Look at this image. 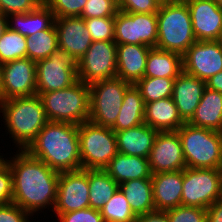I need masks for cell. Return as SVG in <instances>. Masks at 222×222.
I'll return each mask as SVG.
<instances>
[{"mask_svg":"<svg viewBox=\"0 0 222 222\" xmlns=\"http://www.w3.org/2000/svg\"><path fill=\"white\" fill-rule=\"evenodd\" d=\"M6 158L13 176L12 203L20 206L31 216L49 207L54 209L60 173L43 161L18 150Z\"/></svg>","mask_w":222,"mask_h":222,"instance_id":"cell-1","label":"cell"},{"mask_svg":"<svg viewBox=\"0 0 222 222\" xmlns=\"http://www.w3.org/2000/svg\"><path fill=\"white\" fill-rule=\"evenodd\" d=\"M25 151L59 173L82 169L75 124L49 121Z\"/></svg>","mask_w":222,"mask_h":222,"instance_id":"cell-2","label":"cell"},{"mask_svg":"<svg viewBox=\"0 0 222 222\" xmlns=\"http://www.w3.org/2000/svg\"><path fill=\"white\" fill-rule=\"evenodd\" d=\"M0 113L17 150H25L49 122L38 94L2 100Z\"/></svg>","mask_w":222,"mask_h":222,"instance_id":"cell-3","label":"cell"},{"mask_svg":"<svg viewBox=\"0 0 222 222\" xmlns=\"http://www.w3.org/2000/svg\"><path fill=\"white\" fill-rule=\"evenodd\" d=\"M156 48L183 55L197 40L188 5L184 0L161 2L157 12Z\"/></svg>","mask_w":222,"mask_h":222,"instance_id":"cell-4","label":"cell"},{"mask_svg":"<svg viewBox=\"0 0 222 222\" xmlns=\"http://www.w3.org/2000/svg\"><path fill=\"white\" fill-rule=\"evenodd\" d=\"M39 95L50 122L80 125L89 120V84L77 80L71 86Z\"/></svg>","mask_w":222,"mask_h":222,"instance_id":"cell-5","label":"cell"},{"mask_svg":"<svg viewBox=\"0 0 222 222\" xmlns=\"http://www.w3.org/2000/svg\"><path fill=\"white\" fill-rule=\"evenodd\" d=\"M187 168L220 169L222 132L184 123L178 130Z\"/></svg>","mask_w":222,"mask_h":222,"instance_id":"cell-6","label":"cell"},{"mask_svg":"<svg viewBox=\"0 0 222 222\" xmlns=\"http://www.w3.org/2000/svg\"><path fill=\"white\" fill-rule=\"evenodd\" d=\"M82 169H104L118 153L115 131L111 127L85 121L78 125Z\"/></svg>","mask_w":222,"mask_h":222,"instance_id":"cell-7","label":"cell"},{"mask_svg":"<svg viewBox=\"0 0 222 222\" xmlns=\"http://www.w3.org/2000/svg\"><path fill=\"white\" fill-rule=\"evenodd\" d=\"M132 84L115 77L89 84V121L104 127H112L121 110L126 90Z\"/></svg>","mask_w":222,"mask_h":222,"instance_id":"cell-8","label":"cell"},{"mask_svg":"<svg viewBox=\"0 0 222 222\" xmlns=\"http://www.w3.org/2000/svg\"><path fill=\"white\" fill-rule=\"evenodd\" d=\"M222 199L220 169L185 168L183 170L182 205L208 208Z\"/></svg>","mask_w":222,"mask_h":222,"instance_id":"cell-9","label":"cell"},{"mask_svg":"<svg viewBox=\"0 0 222 222\" xmlns=\"http://www.w3.org/2000/svg\"><path fill=\"white\" fill-rule=\"evenodd\" d=\"M158 38L157 13L115 14L114 42L121 44L147 45L155 48Z\"/></svg>","mask_w":222,"mask_h":222,"instance_id":"cell-10","label":"cell"},{"mask_svg":"<svg viewBox=\"0 0 222 222\" xmlns=\"http://www.w3.org/2000/svg\"><path fill=\"white\" fill-rule=\"evenodd\" d=\"M77 77L86 84L117 77V44L93 41L77 62Z\"/></svg>","mask_w":222,"mask_h":222,"instance_id":"cell-11","label":"cell"},{"mask_svg":"<svg viewBox=\"0 0 222 222\" xmlns=\"http://www.w3.org/2000/svg\"><path fill=\"white\" fill-rule=\"evenodd\" d=\"M77 80V62L60 50L36 62L37 93L61 90Z\"/></svg>","mask_w":222,"mask_h":222,"instance_id":"cell-12","label":"cell"},{"mask_svg":"<svg viewBox=\"0 0 222 222\" xmlns=\"http://www.w3.org/2000/svg\"><path fill=\"white\" fill-rule=\"evenodd\" d=\"M36 93V62L22 58L1 65L0 101Z\"/></svg>","mask_w":222,"mask_h":222,"instance_id":"cell-13","label":"cell"},{"mask_svg":"<svg viewBox=\"0 0 222 222\" xmlns=\"http://www.w3.org/2000/svg\"><path fill=\"white\" fill-rule=\"evenodd\" d=\"M90 208L88 169L61 172L58 178L54 213Z\"/></svg>","mask_w":222,"mask_h":222,"instance_id":"cell-14","label":"cell"},{"mask_svg":"<svg viewBox=\"0 0 222 222\" xmlns=\"http://www.w3.org/2000/svg\"><path fill=\"white\" fill-rule=\"evenodd\" d=\"M183 72L207 82L222 71V47L218 41H196L183 55Z\"/></svg>","mask_w":222,"mask_h":222,"instance_id":"cell-15","label":"cell"},{"mask_svg":"<svg viewBox=\"0 0 222 222\" xmlns=\"http://www.w3.org/2000/svg\"><path fill=\"white\" fill-rule=\"evenodd\" d=\"M148 161L152 174L184 170L186 163L178 132H158Z\"/></svg>","mask_w":222,"mask_h":222,"instance_id":"cell-16","label":"cell"},{"mask_svg":"<svg viewBox=\"0 0 222 222\" xmlns=\"http://www.w3.org/2000/svg\"><path fill=\"white\" fill-rule=\"evenodd\" d=\"M59 50L78 62L92 44V38L82 17L55 18Z\"/></svg>","mask_w":222,"mask_h":222,"instance_id":"cell-17","label":"cell"},{"mask_svg":"<svg viewBox=\"0 0 222 222\" xmlns=\"http://www.w3.org/2000/svg\"><path fill=\"white\" fill-rule=\"evenodd\" d=\"M197 41H217L222 33V9L213 0H184Z\"/></svg>","mask_w":222,"mask_h":222,"instance_id":"cell-18","label":"cell"},{"mask_svg":"<svg viewBox=\"0 0 222 222\" xmlns=\"http://www.w3.org/2000/svg\"><path fill=\"white\" fill-rule=\"evenodd\" d=\"M205 89V81L185 72L174 80L172 98L185 123L192 118Z\"/></svg>","mask_w":222,"mask_h":222,"instance_id":"cell-19","label":"cell"},{"mask_svg":"<svg viewBox=\"0 0 222 222\" xmlns=\"http://www.w3.org/2000/svg\"><path fill=\"white\" fill-rule=\"evenodd\" d=\"M155 210L166 211L182 205L183 170L152 174Z\"/></svg>","mask_w":222,"mask_h":222,"instance_id":"cell-20","label":"cell"},{"mask_svg":"<svg viewBox=\"0 0 222 222\" xmlns=\"http://www.w3.org/2000/svg\"><path fill=\"white\" fill-rule=\"evenodd\" d=\"M150 49L147 45H117V77L132 85L142 79Z\"/></svg>","mask_w":222,"mask_h":222,"instance_id":"cell-21","label":"cell"},{"mask_svg":"<svg viewBox=\"0 0 222 222\" xmlns=\"http://www.w3.org/2000/svg\"><path fill=\"white\" fill-rule=\"evenodd\" d=\"M158 131L147 124L115 131L117 150L121 154L148 158Z\"/></svg>","mask_w":222,"mask_h":222,"instance_id":"cell-22","label":"cell"},{"mask_svg":"<svg viewBox=\"0 0 222 222\" xmlns=\"http://www.w3.org/2000/svg\"><path fill=\"white\" fill-rule=\"evenodd\" d=\"M144 123L158 132L177 131L185 122L181 119L172 97L145 103Z\"/></svg>","mask_w":222,"mask_h":222,"instance_id":"cell-23","label":"cell"},{"mask_svg":"<svg viewBox=\"0 0 222 222\" xmlns=\"http://www.w3.org/2000/svg\"><path fill=\"white\" fill-rule=\"evenodd\" d=\"M7 23L11 30L17 31L25 37H30L40 31L50 29L55 24V15L45 3H41L29 13L7 16Z\"/></svg>","mask_w":222,"mask_h":222,"instance_id":"cell-24","label":"cell"},{"mask_svg":"<svg viewBox=\"0 0 222 222\" xmlns=\"http://www.w3.org/2000/svg\"><path fill=\"white\" fill-rule=\"evenodd\" d=\"M119 185L133 179L151 178L148 158L117 153L104 168Z\"/></svg>","mask_w":222,"mask_h":222,"instance_id":"cell-25","label":"cell"},{"mask_svg":"<svg viewBox=\"0 0 222 222\" xmlns=\"http://www.w3.org/2000/svg\"><path fill=\"white\" fill-rule=\"evenodd\" d=\"M187 123L222 132V93L206 87L199 105Z\"/></svg>","mask_w":222,"mask_h":222,"instance_id":"cell-26","label":"cell"},{"mask_svg":"<svg viewBox=\"0 0 222 222\" xmlns=\"http://www.w3.org/2000/svg\"><path fill=\"white\" fill-rule=\"evenodd\" d=\"M182 72V55L156 47L150 49L144 77L176 79Z\"/></svg>","mask_w":222,"mask_h":222,"instance_id":"cell-27","label":"cell"},{"mask_svg":"<svg viewBox=\"0 0 222 222\" xmlns=\"http://www.w3.org/2000/svg\"><path fill=\"white\" fill-rule=\"evenodd\" d=\"M135 216L155 210L151 178L133 179L119 185Z\"/></svg>","mask_w":222,"mask_h":222,"instance_id":"cell-28","label":"cell"},{"mask_svg":"<svg viewBox=\"0 0 222 222\" xmlns=\"http://www.w3.org/2000/svg\"><path fill=\"white\" fill-rule=\"evenodd\" d=\"M144 115V100L135 85H131L124 94L121 110L111 129L114 131H122L144 124Z\"/></svg>","mask_w":222,"mask_h":222,"instance_id":"cell-29","label":"cell"},{"mask_svg":"<svg viewBox=\"0 0 222 222\" xmlns=\"http://www.w3.org/2000/svg\"><path fill=\"white\" fill-rule=\"evenodd\" d=\"M90 208L100 210L118 190L119 184L104 169L88 170Z\"/></svg>","mask_w":222,"mask_h":222,"instance_id":"cell-30","label":"cell"},{"mask_svg":"<svg viewBox=\"0 0 222 222\" xmlns=\"http://www.w3.org/2000/svg\"><path fill=\"white\" fill-rule=\"evenodd\" d=\"M26 44L27 58L34 62L48 58L52 53L59 50L58 34L55 24L50 29L27 37Z\"/></svg>","mask_w":222,"mask_h":222,"instance_id":"cell-31","label":"cell"},{"mask_svg":"<svg viewBox=\"0 0 222 222\" xmlns=\"http://www.w3.org/2000/svg\"><path fill=\"white\" fill-rule=\"evenodd\" d=\"M175 79L143 77L134 85L140 91L144 103L172 97Z\"/></svg>","mask_w":222,"mask_h":222,"instance_id":"cell-32","label":"cell"},{"mask_svg":"<svg viewBox=\"0 0 222 222\" xmlns=\"http://www.w3.org/2000/svg\"><path fill=\"white\" fill-rule=\"evenodd\" d=\"M27 37L9 27L0 38V65L16 59L27 58Z\"/></svg>","mask_w":222,"mask_h":222,"instance_id":"cell-33","label":"cell"},{"mask_svg":"<svg viewBox=\"0 0 222 222\" xmlns=\"http://www.w3.org/2000/svg\"><path fill=\"white\" fill-rule=\"evenodd\" d=\"M100 213L104 222H134L136 220V216L120 188L103 205Z\"/></svg>","mask_w":222,"mask_h":222,"instance_id":"cell-34","label":"cell"},{"mask_svg":"<svg viewBox=\"0 0 222 222\" xmlns=\"http://www.w3.org/2000/svg\"><path fill=\"white\" fill-rule=\"evenodd\" d=\"M92 41H114L115 17L84 19Z\"/></svg>","mask_w":222,"mask_h":222,"instance_id":"cell-35","label":"cell"},{"mask_svg":"<svg viewBox=\"0 0 222 222\" xmlns=\"http://www.w3.org/2000/svg\"><path fill=\"white\" fill-rule=\"evenodd\" d=\"M169 222H207L206 208L180 205L166 210Z\"/></svg>","mask_w":222,"mask_h":222,"instance_id":"cell-36","label":"cell"},{"mask_svg":"<svg viewBox=\"0 0 222 222\" xmlns=\"http://www.w3.org/2000/svg\"><path fill=\"white\" fill-rule=\"evenodd\" d=\"M117 11L118 6L111 0H87L79 17L83 19L115 17Z\"/></svg>","mask_w":222,"mask_h":222,"instance_id":"cell-37","label":"cell"},{"mask_svg":"<svg viewBox=\"0 0 222 222\" xmlns=\"http://www.w3.org/2000/svg\"><path fill=\"white\" fill-rule=\"evenodd\" d=\"M87 0H45L55 18L80 16Z\"/></svg>","mask_w":222,"mask_h":222,"instance_id":"cell-38","label":"cell"},{"mask_svg":"<svg viewBox=\"0 0 222 222\" xmlns=\"http://www.w3.org/2000/svg\"><path fill=\"white\" fill-rule=\"evenodd\" d=\"M58 222H104L100 210L84 208L68 213H55Z\"/></svg>","mask_w":222,"mask_h":222,"instance_id":"cell-39","label":"cell"},{"mask_svg":"<svg viewBox=\"0 0 222 222\" xmlns=\"http://www.w3.org/2000/svg\"><path fill=\"white\" fill-rule=\"evenodd\" d=\"M41 3L40 0H0V12L6 17L11 14L29 13Z\"/></svg>","mask_w":222,"mask_h":222,"instance_id":"cell-40","label":"cell"},{"mask_svg":"<svg viewBox=\"0 0 222 222\" xmlns=\"http://www.w3.org/2000/svg\"><path fill=\"white\" fill-rule=\"evenodd\" d=\"M160 0H121L118 10L126 13H157Z\"/></svg>","mask_w":222,"mask_h":222,"instance_id":"cell-41","label":"cell"},{"mask_svg":"<svg viewBox=\"0 0 222 222\" xmlns=\"http://www.w3.org/2000/svg\"><path fill=\"white\" fill-rule=\"evenodd\" d=\"M13 176L9 163L0 166V206L12 203Z\"/></svg>","mask_w":222,"mask_h":222,"instance_id":"cell-42","label":"cell"},{"mask_svg":"<svg viewBox=\"0 0 222 222\" xmlns=\"http://www.w3.org/2000/svg\"><path fill=\"white\" fill-rule=\"evenodd\" d=\"M29 216L27 211L14 203L0 206V222H30Z\"/></svg>","mask_w":222,"mask_h":222,"instance_id":"cell-43","label":"cell"},{"mask_svg":"<svg viewBox=\"0 0 222 222\" xmlns=\"http://www.w3.org/2000/svg\"><path fill=\"white\" fill-rule=\"evenodd\" d=\"M134 222H169L166 211L154 210L144 215L136 216Z\"/></svg>","mask_w":222,"mask_h":222,"instance_id":"cell-44","label":"cell"},{"mask_svg":"<svg viewBox=\"0 0 222 222\" xmlns=\"http://www.w3.org/2000/svg\"><path fill=\"white\" fill-rule=\"evenodd\" d=\"M206 210L207 222H222V199L214 202Z\"/></svg>","mask_w":222,"mask_h":222,"instance_id":"cell-45","label":"cell"},{"mask_svg":"<svg viewBox=\"0 0 222 222\" xmlns=\"http://www.w3.org/2000/svg\"><path fill=\"white\" fill-rule=\"evenodd\" d=\"M206 87L210 90L222 93V71L213 75L207 82Z\"/></svg>","mask_w":222,"mask_h":222,"instance_id":"cell-46","label":"cell"},{"mask_svg":"<svg viewBox=\"0 0 222 222\" xmlns=\"http://www.w3.org/2000/svg\"><path fill=\"white\" fill-rule=\"evenodd\" d=\"M8 27L7 17L0 12V38Z\"/></svg>","mask_w":222,"mask_h":222,"instance_id":"cell-47","label":"cell"},{"mask_svg":"<svg viewBox=\"0 0 222 222\" xmlns=\"http://www.w3.org/2000/svg\"><path fill=\"white\" fill-rule=\"evenodd\" d=\"M213 1H215L218 4V6L222 9V0H213Z\"/></svg>","mask_w":222,"mask_h":222,"instance_id":"cell-48","label":"cell"},{"mask_svg":"<svg viewBox=\"0 0 222 222\" xmlns=\"http://www.w3.org/2000/svg\"><path fill=\"white\" fill-rule=\"evenodd\" d=\"M6 161L3 156L0 155V166Z\"/></svg>","mask_w":222,"mask_h":222,"instance_id":"cell-49","label":"cell"},{"mask_svg":"<svg viewBox=\"0 0 222 222\" xmlns=\"http://www.w3.org/2000/svg\"><path fill=\"white\" fill-rule=\"evenodd\" d=\"M217 41L219 42V44H220L221 47H222V33L220 34V37H219V39H218Z\"/></svg>","mask_w":222,"mask_h":222,"instance_id":"cell-50","label":"cell"},{"mask_svg":"<svg viewBox=\"0 0 222 222\" xmlns=\"http://www.w3.org/2000/svg\"><path fill=\"white\" fill-rule=\"evenodd\" d=\"M113 1L117 6H119V4L121 3V0H111Z\"/></svg>","mask_w":222,"mask_h":222,"instance_id":"cell-51","label":"cell"},{"mask_svg":"<svg viewBox=\"0 0 222 222\" xmlns=\"http://www.w3.org/2000/svg\"><path fill=\"white\" fill-rule=\"evenodd\" d=\"M0 91H1V65H0Z\"/></svg>","mask_w":222,"mask_h":222,"instance_id":"cell-52","label":"cell"},{"mask_svg":"<svg viewBox=\"0 0 222 222\" xmlns=\"http://www.w3.org/2000/svg\"><path fill=\"white\" fill-rule=\"evenodd\" d=\"M220 171H221V176H222V164H221V167H220Z\"/></svg>","mask_w":222,"mask_h":222,"instance_id":"cell-53","label":"cell"}]
</instances>
